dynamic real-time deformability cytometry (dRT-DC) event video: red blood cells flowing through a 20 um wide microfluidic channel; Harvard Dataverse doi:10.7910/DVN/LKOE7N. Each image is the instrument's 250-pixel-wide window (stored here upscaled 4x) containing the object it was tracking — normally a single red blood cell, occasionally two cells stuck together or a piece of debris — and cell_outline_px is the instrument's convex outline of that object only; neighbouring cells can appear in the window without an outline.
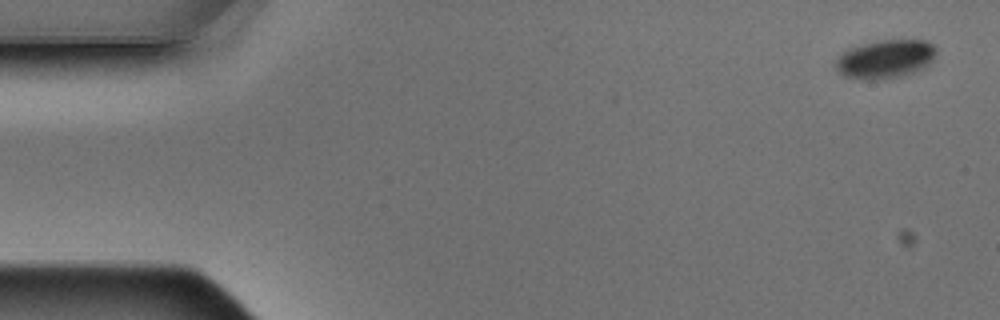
{"species": "Egyptian fruit bat (a non-hibernating species)", "species_latin": "Rousettus aegyptiacus", "temperature_condition": "warm", "stored_images_in_passage": 5, "camera_frame_rate_fps": 3000, "um_per_image_px": 0.085, "animal": {"sex": "male"}, "frame": {"image": 1, "passage_image": 1, "time_ms": 0.0, "image_size_px": [1000, 320], "cell_outline_px": [[936, 52], [932, 60], [924, 68], [904, 76], [876, 80], [864, 80], [844, 76], [836, 68], [836, 60], [848, 48], [864, 44], [884, 40], [928, 40], [936, 48]], "centroid_in_image_um": [75.28, 5.03], "position_along_channel_um": 9.7, "area_um2": 22.54}}
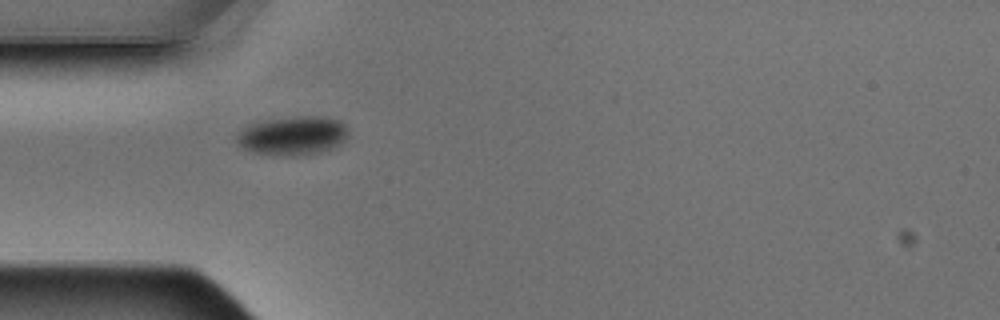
{"frame": {"image": 2, "passage_image": 5, "time_ms": 1.333, "image_size_px": [1000, 320], "cell_outline_px": [[348, 136], [340, 144], [332, 148], [320, 152], [296, 156], [284, 156], [252, 152], [244, 148], [236, 140], [236, 136], [244, 128], [252, 124], [268, 120], [296, 116], [320, 116], [340, 120], [344, 124], [348, 132]], "centroid_in_image_um": [24.92, 11.54], "position_along_channel_um": 60.1, "area_um2": 25.09}}